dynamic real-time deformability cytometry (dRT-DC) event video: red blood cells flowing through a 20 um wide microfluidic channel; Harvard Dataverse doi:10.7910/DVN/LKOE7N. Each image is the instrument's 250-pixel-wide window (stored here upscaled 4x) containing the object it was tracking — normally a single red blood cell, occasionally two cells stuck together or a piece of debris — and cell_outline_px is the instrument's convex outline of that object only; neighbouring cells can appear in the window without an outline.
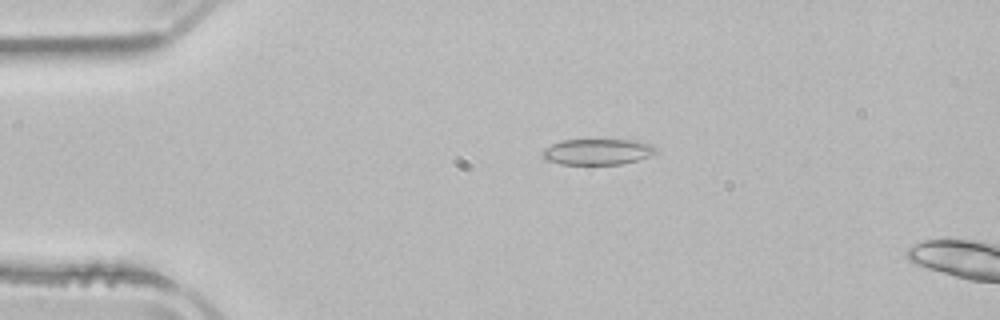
{"species": "common noctule bat (a hibernating species)", "species_latin": "Nyctalus noctula", "temperature_condition": "room temperature", "stored_images_in_passage": 15, "camera_frame_rate_fps": 3000, "um_per_image_px": 0.085, "animal": {"sex": "male", "body_mass_g": 21.5, "forearm_length_mm": 52.0}, "frame": {"image": 1, "passage_image": 11, "time_ms": 3.333, "image_size_px": [1000, 320], "cell_outline_px": [[660, 152], [636, 160], [620, 164], [560, 164], [548, 160], [540, 156], [540, 152], [544, 148], [560, 140], [632, 140], [652, 144], [660, 148]], "centroid_in_image_um": [50.8, 12.89], "position_along_channel_um": 34.2, "area_um2": 17.28}}